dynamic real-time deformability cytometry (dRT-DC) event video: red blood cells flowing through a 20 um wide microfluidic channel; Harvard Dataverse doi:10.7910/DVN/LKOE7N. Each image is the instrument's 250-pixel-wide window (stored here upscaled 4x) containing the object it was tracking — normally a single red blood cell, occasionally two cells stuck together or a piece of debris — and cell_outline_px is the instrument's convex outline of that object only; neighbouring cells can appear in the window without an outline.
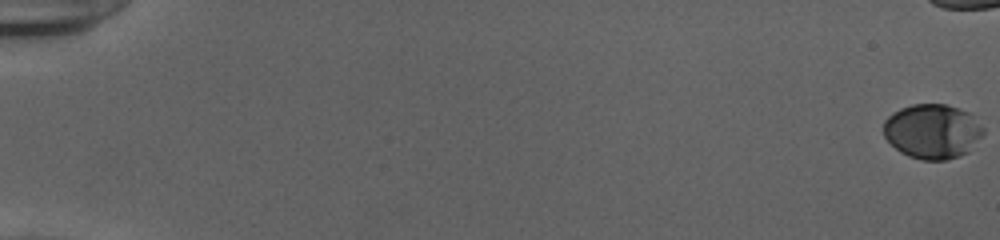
{"species": "human", "species_latin": "Homo sapiens", "temperature_condition": "cold", "stored_images_in_passage": 46, "camera_frame_rate_fps": 3000, "um_per_image_px": 0.085, "donor": {"sex": "female"}, "frame": {"image": 1, "passage_image": 1, "time_ms": 0.0, "image_size_px": [1000, 240], "cell_outline_px": [[984, 132], [968, 152], [960, 156], [944, 160], [920, 160], [908, 156], [900, 152], [884, 136], [884, 120], [892, 112], [900, 108], [912, 104], [944, 104], [968, 112], [984, 128]], "centroid_in_image_um": [79.23, 11.17], "position_along_channel_um": 5.8, "area_um2": 31.67}}
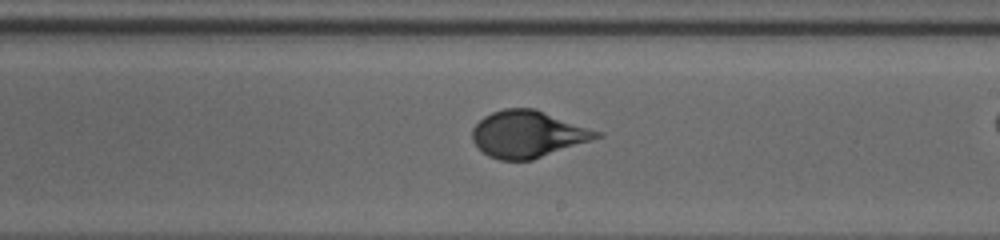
{"frame": {"image": 2, "passage_image": 35, "time_ms": 11.333, "image_size_px": [1000, 240], "cell_outline_px": [[604, 136], [532, 160], [500, 160], [488, 156], [472, 140], [472, 128], [484, 116], [492, 112], [504, 108], [536, 108], [604, 132]], "centroid_in_image_um": [44.91, 11.38], "position_along_channel_um": 244.1, "area_um2": 34.16}}
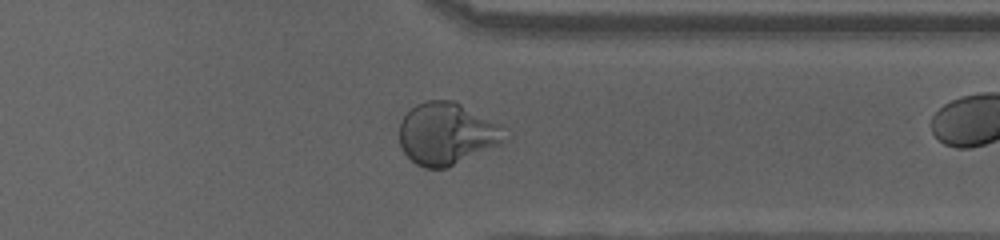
{"frame": {"image": 3, "passage_image": 45, "time_ms": 14.667, "image_size_px": [1000, 240], "cell_outline_px": [[512, 136], [508, 140], [500, 144], [448, 168], [424, 168], [416, 164], [404, 152], [400, 144], [400, 124], [404, 116], [416, 104], [428, 100], [452, 100], [504, 124]], "centroid_in_image_um": [38.07, 11.36], "position_along_channel_um": 373.3, "area_um2": 38.73}}